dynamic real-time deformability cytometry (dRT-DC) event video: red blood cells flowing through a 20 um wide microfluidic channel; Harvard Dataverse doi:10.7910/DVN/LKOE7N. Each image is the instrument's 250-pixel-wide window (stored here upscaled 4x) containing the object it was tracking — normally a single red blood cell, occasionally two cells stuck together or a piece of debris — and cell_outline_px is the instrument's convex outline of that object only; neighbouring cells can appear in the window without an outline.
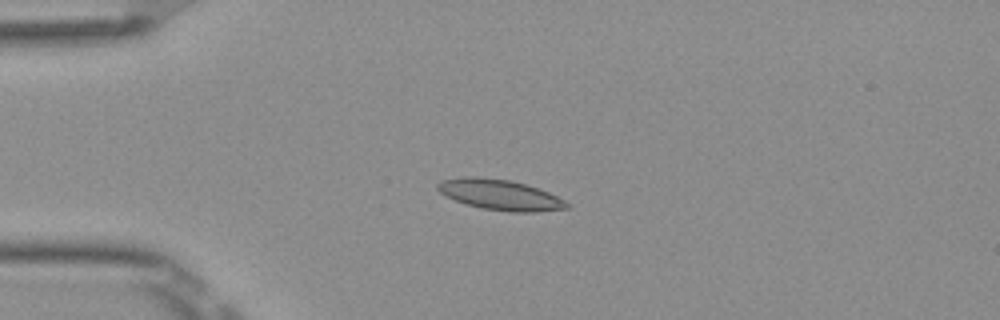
{"species": "Egyptian fruit bat (a non-hibernating species)", "species_latin": "Rousettus aegyptiacus", "temperature_condition": "room temperature", "stored_images_in_passage": 14, "camera_frame_rate_fps": 3000, "um_per_image_px": 0.085, "frame": {"image": 1, "passage_image": 14, "time_ms": 4.333, "image_size_px": [1000, 320], "cell_outline_px": [[572, 204], [568, 208], [536, 212], [508, 212], [480, 208], [464, 204], [440, 192], [436, 188], [436, 184], [440, 180], [464, 176], [476, 176], [512, 180], [548, 192]], "centroid_in_image_um": [42.48, 16.55], "position_along_channel_um": 42.5, "area_um2": 23.12}}